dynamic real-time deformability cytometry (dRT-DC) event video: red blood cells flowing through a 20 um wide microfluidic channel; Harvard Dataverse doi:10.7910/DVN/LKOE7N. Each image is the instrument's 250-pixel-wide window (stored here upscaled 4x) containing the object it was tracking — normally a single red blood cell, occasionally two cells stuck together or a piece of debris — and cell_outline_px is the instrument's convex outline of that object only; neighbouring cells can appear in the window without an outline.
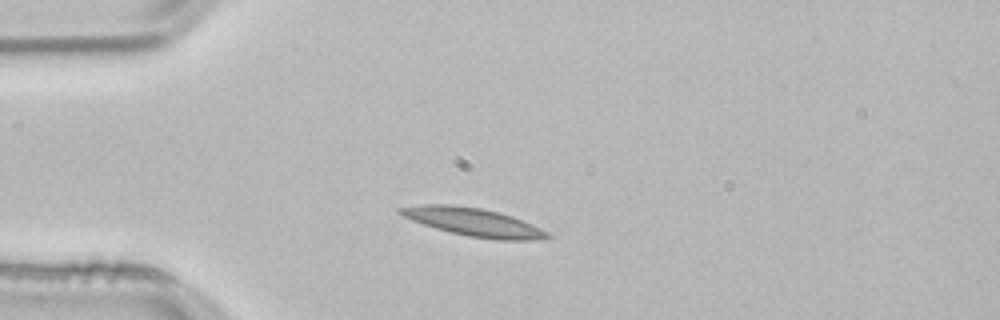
{"species": "common noctule bat (a hibernating species)", "species_latin": "Nyctalus noctula", "temperature_condition": "room temperature", "stored_images_in_passage": 36, "camera_frame_rate_fps": 3000, "um_per_image_px": 0.085, "animal": {"sex": "male", "body_mass_g": 21.5, "forearm_length_mm": 52.0}, "frame": {"image": 1, "passage_image": 1, "time_ms": 0.0, "image_size_px": [1000, 320], "cell_outline_px": [[552, 236], [536, 240], [496, 240], [468, 236], [436, 228], [412, 220], [396, 212], [396, 208], [424, 204], [448, 204], [480, 208], [500, 212], [512, 216], [532, 224], [548, 232]], "centroid_in_image_um": [40.25, 18.87], "position_along_channel_um": 44.8, "area_um2": 23.99}}
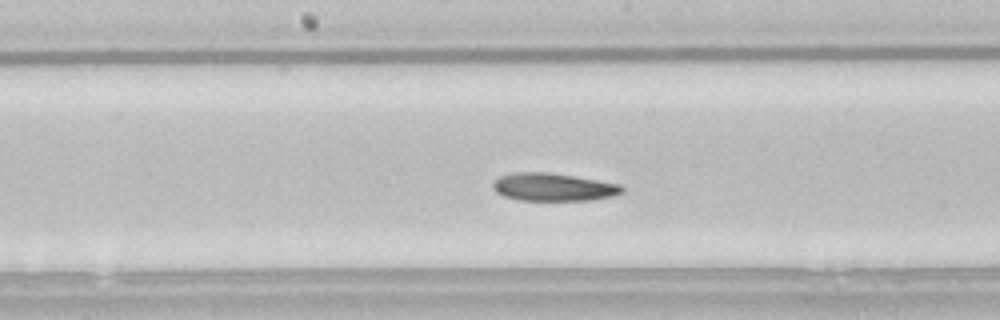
{"frame": {"image": 2, "passage_image": 15, "time_ms": 4.667, "image_size_px": [1000, 320], "cell_outline_px": [[624, 192], [612, 196], [592, 200], [520, 200], [504, 196], [496, 192], [492, 188], [492, 184], [500, 176], [516, 172], [548, 172], [620, 184], [624, 188]], "centroid_in_image_um": [47.03, 15.9], "position_along_channel_um": 201.2, "area_um2": 20.81}}
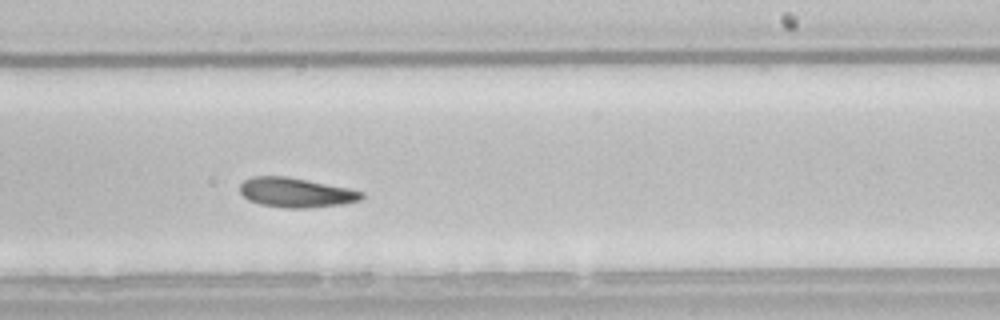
{"frame": {"image": 3, "passage_image": 20, "time_ms": 6.333, "image_size_px": [1000, 320], "cell_outline_px": [[364, 196], [360, 200], [344, 204], [308, 208], [284, 208], [260, 204], [248, 200], [240, 192], [240, 184], [244, 180], [252, 176], [288, 176], [348, 188], [364, 192]], "centroid_in_image_um": [25.15, 16.37], "position_along_channel_um": 263.9, "area_um2": 21.1}, "authors_computed_cell_mechanics": {"area_um2": 20.6635, "velocity_mm_per_s": 3.7837, "shape_relaxation_time_tau1_ms": null, "shape_relaxation_time_tau2_ms": 4.9561, "deformation_change_tau1": null, "deformation_change_tau2": 0.1079}}